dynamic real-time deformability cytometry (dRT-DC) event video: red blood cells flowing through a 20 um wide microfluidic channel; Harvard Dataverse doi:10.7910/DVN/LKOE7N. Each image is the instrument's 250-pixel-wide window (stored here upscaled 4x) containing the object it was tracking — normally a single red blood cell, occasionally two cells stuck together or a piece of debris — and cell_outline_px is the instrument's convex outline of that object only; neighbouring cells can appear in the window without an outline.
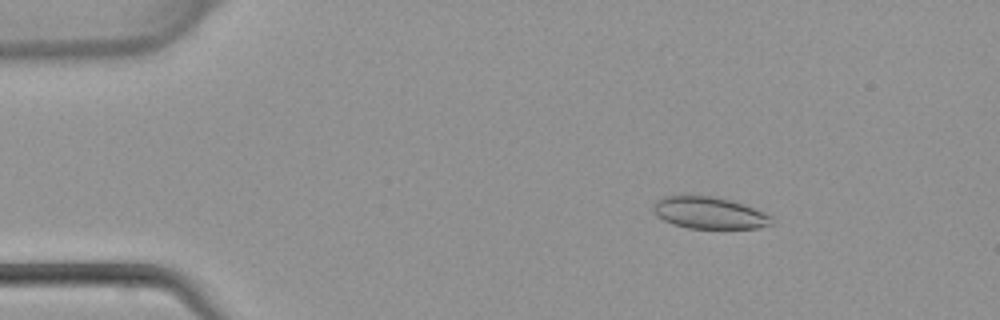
{"species": "common noctule bat (a hibernating species)", "species_latin": "Nyctalus noctula", "temperature_condition": "warm", "stored_images_in_passage": 45, "camera_frame_rate_fps": 3000, "um_per_image_px": 0.085, "animal": {"sex": "female", "body_mass_g": 22.7, "forearm_length_mm": 54.2}, "frame": {"image": 1, "passage_image": 7, "time_ms": 2.0, "image_size_px": [1000, 320], "cell_outline_px": [[772, 224], [760, 228], [688, 228], [672, 224], [656, 216], [652, 208], [652, 204], [664, 196], [712, 196], [744, 204], [764, 212], [772, 216]], "centroid_in_image_um": [60.28, 18.1], "position_along_channel_um": 24.7, "area_um2": 21.91}}
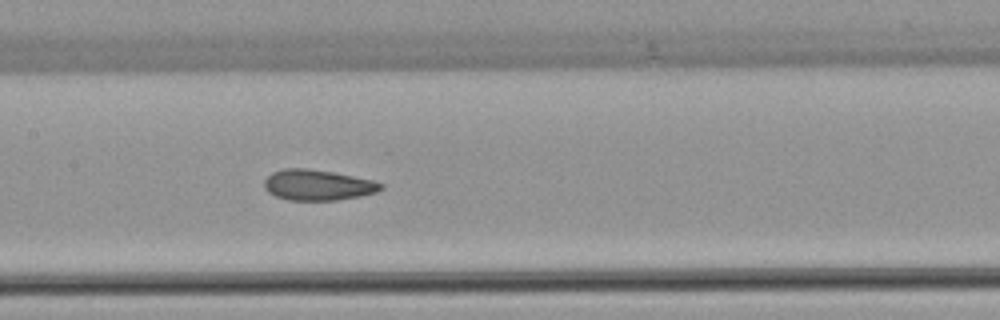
{"frame": {"image": 2, "passage_image": 22, "time_ms": 7.0, "image_size_px": [1000, 320], "cell_outline_px": [[384, 188], [376, 192], [360, 196], [336, 200], [288, 200], [276, 196], [268, 192], [264, 188], [264, 180], [272, 172], [284, 168], [308, 168], [332, 172], [372, 180], [384, 184]], "centroid_in_image_um": [26.99, 15.72], "position_along_channel_um": 180.4, "area_um2": 20.81}}
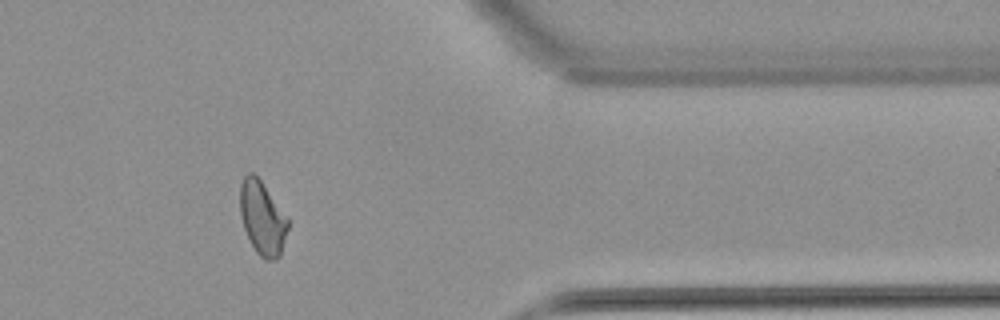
{"frame": {"image": 3, "passage_image": 37, "time_ms": 12.0, "image_size_px": [1000, 320], "cell_outline_px": [[288, 228], [280, 256], [276, 260], [264, 260], [256, 252], [244, 228], [240, 216], [240, 184], [244, 176], [248, 172], [252, 172], [260, 180], [288, 216]], "centroid_in_image_um": [22.31, 18.54], "position_along_channel_um": 389.1, "area_um2": 20.58}}